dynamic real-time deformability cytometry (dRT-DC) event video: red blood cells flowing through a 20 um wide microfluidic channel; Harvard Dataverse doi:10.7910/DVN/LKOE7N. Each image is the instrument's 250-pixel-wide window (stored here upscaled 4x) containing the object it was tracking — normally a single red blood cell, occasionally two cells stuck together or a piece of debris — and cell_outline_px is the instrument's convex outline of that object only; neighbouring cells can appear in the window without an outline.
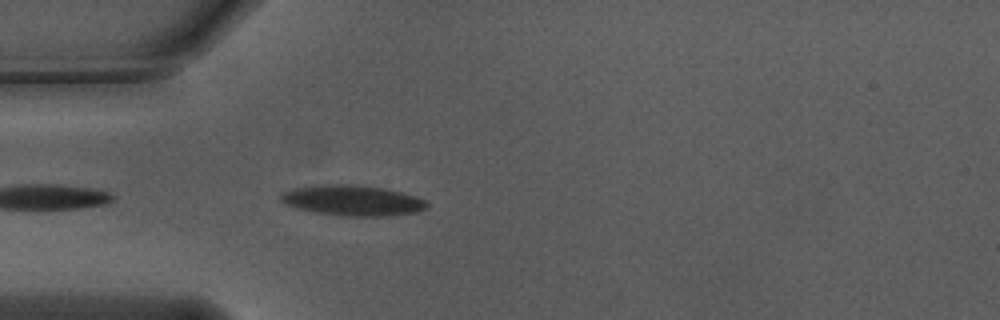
{"species": "Egyptian fruit bat (a non-hibernating species)", "species_latin": "Rousettus aegyptiacus", "temperature_condition": "warm", "stored_images_in_passage": 9, "camera_frame_rate_fps": 3000, "um_per_image_px": 0.085, "animal": {"sex": "male"}, "frame": {"image": 1, "passage_image": 2, "time_ms": 0.333, "image_size_px": [1000, 320], "cell_outline_px": [[428, 208], [420, 212], [388, 216], [340, 216], [316, 212], [296, 208], [284, 204], [280, 200], [280, 196], [284, 192], [296, 188], [324, 184], [348, 184], [384, 188], [416, 196], [424, 200], [428, 204]], "centroid_in_image_um": [30.0, 17.05], "position_along_channel_um": 55.0, "area_um2": 26.01}}